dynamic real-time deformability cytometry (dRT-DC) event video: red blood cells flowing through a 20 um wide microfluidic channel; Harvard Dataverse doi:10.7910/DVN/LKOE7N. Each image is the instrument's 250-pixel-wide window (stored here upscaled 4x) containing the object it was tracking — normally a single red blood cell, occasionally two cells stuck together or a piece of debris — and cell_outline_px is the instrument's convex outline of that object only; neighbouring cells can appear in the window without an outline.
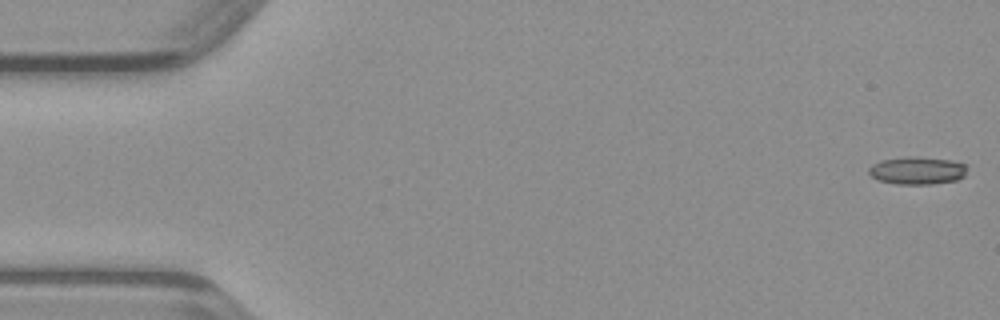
{"species": "common noctule bat (a hibernating species)", "species_latin": "Nyctalus noctula", "temperature_condition": "warm", "stored_images_in_passage": 48, "camera_frame_rate_fps": 3000, "um_per_image_px": 0.085, "animal": {"sex": "male", "body_mass_g": 23.1, "forearm_length_mm": 52.7}, "frame": {"image": 1, "passage_image": 1, "time_ms": 0.0, "image_size_px": [1000, 320], "cell_outline_px": [[968, 164], [964, 176], [956, 180], [932, 184], [896, 184], [880, 180], [872, 176], [868, 172], [868, 168], [872, 164], [880, 160], [908, 156], [912, 156], [952, 160]], "centroid_in_image_um": [77.98, 14.48], "position_along_channel_um": 7.0, "area_um2": 15.95}}
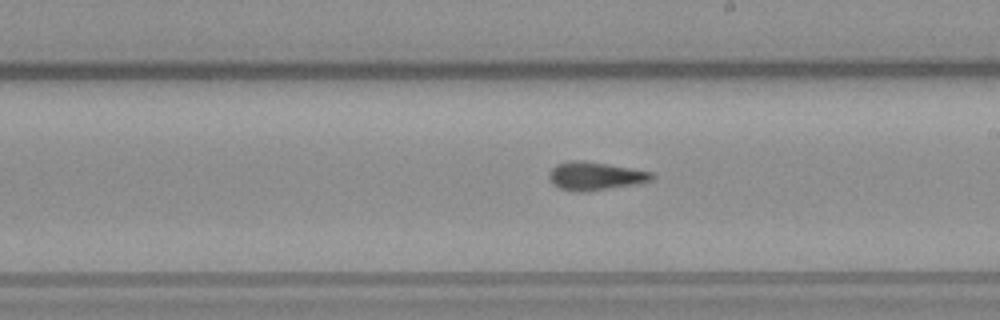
{"frame": {"image": 2, "passage_image": 27, "time_ms": 8.667, "image_size_px": [1000, 320], "cell_outline_px": [[656, 176], [652, 180], [636, 184], [584, 192], [576, 192], [560, 188], [552, 184], [548, 176], [552, 168], [556, 164], [568, 160], [584, 160], [632, 168], [652, 172]], "centroid_in_image_um": [50.58, 14.95], "position_along_channel_um": 238.4, "area_um2": 17.05}}
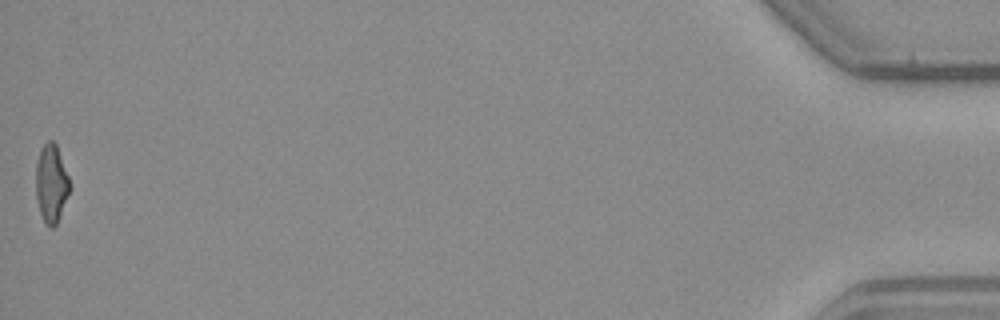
{"frame": {"image": 3, "passage_image": 48, "time_ms": 15.667, "image_size_px": [1000, 320], "cell_outline_px": [[72, 188], [56, 224], [52, 228], [44, 224], [36, 200], [36, 164], [40, 148], [48, 140], [52, 140], [56, 144], [68, 176]], "centroid_in_image_um": [4.36, 15.61], "position_along_channel_um": 430.8, "area_um2": 15.55}}